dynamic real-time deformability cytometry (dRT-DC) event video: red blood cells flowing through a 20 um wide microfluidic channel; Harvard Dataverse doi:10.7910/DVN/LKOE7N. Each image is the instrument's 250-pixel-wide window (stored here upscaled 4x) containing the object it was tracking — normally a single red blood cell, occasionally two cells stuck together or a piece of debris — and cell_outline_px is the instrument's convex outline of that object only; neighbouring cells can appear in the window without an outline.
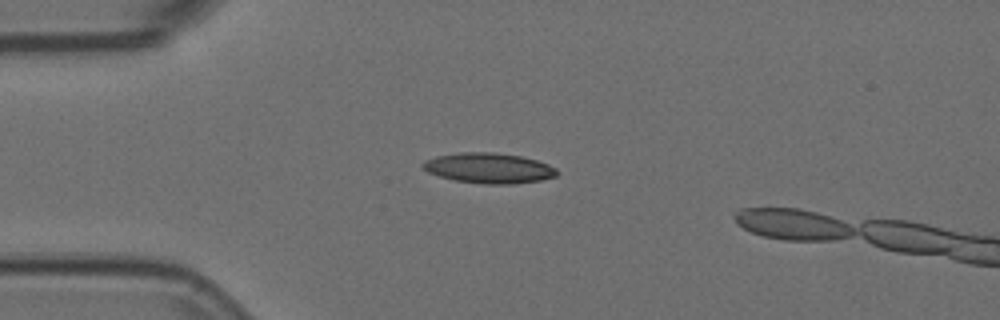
{"species": "Egyptian fruit bat (a non-hibernating species)", "species_latin": "Rousettus aegyptiacus", "temperature_condition": "room temperature", "stored_images_in_passage": 14, "camera_frame_rate_fps": 3000, "um_per_image_px": 0.085, "animal": {"sex": "female"}, "frame": {"image": 1, "passage_image": 1, "time_ms": 0.0, "image_size_px": [1000, 320], "cell_outline_px": [[560, 172], [556, 176], [540, 180], [512, 184], [484, 184], [456, 180], [440, 176], [428, 172], [420, 164], [424, 160], [436, 156], [460, 152], [492, 152], [520, 156], [536, 160], [548, 164], [556, 168]], "centroid_in_image_um": [41.56, 14.28], "position_along_channel_um": 43.4, "area_um2": 23.64}}
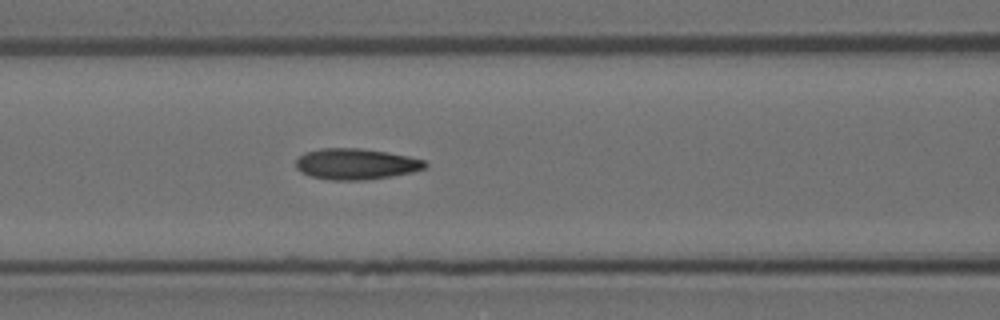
{"frame": {"image": 2, "passage_image": 10, "time_ms": 3.0, "image_size_px": [1000, 320], "cell_outline_px": [[428, 164], [424, 168], [412, 172], [392, 176], [364, 180], [332, 180], [312, 176], [300, 172], [296, 168], [296, 160], [304, 152], [324, 148], [360, 148], [388, 152], [408, 156], [424, 160]], "centroid_in_image_um": [30.25, 13.94], "position_along_channel_um": 136.3, "area_um2": 23.29}}
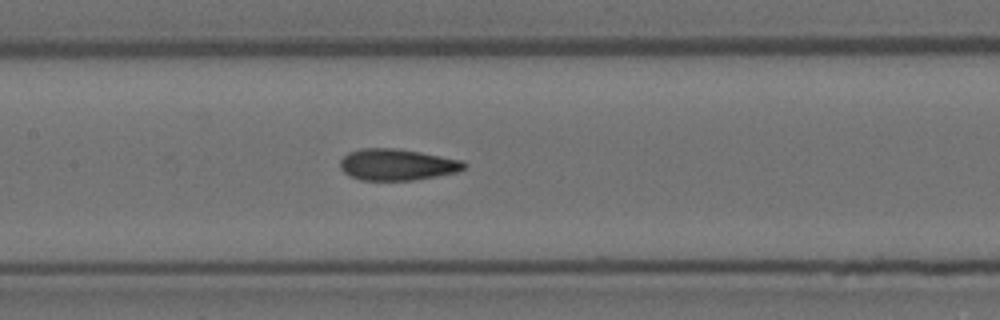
{"frame": {"image": 3, "passage_image": 13, "time_ms": 4.0, "image_size_px": [1000, 320], "cell_outline_px": [[468, 164], [464, 168], [456, 172], [436, 176], [412, 180], [360, 180], [344, 172], [340, 168], [340, 160], [348, 152], [360, 148], [396, 148], [420, 152], [464, 160]], "centroid_in_image_um": [33.75, 13.98], "position_along_channel_um": 173.6, "area_um2": 22.72}}